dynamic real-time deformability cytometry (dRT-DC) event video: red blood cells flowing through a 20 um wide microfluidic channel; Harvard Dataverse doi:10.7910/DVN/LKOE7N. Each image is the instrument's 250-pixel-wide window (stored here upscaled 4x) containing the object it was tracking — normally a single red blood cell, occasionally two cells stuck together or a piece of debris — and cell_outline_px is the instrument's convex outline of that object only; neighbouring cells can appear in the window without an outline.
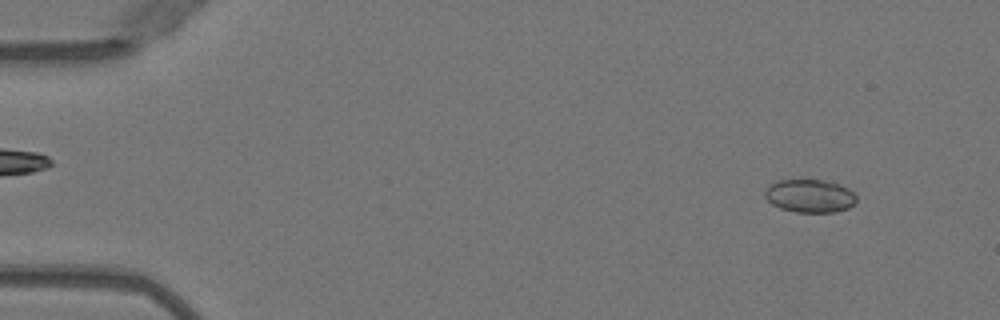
{"species": "Egyptian fruit bat (a non-hibernating species)", "species_latin": "Rousettus aegyptiacus", "temperature_condition": "warm", "stored_images_in_passage": 50, "camera_frame_rate_fps": 3000, "um_per_image_px": 0.085, "animal": {"sex": "female"}, "frame": {"image": 1, "passage_image": 4, "time_ms": 1.0, "image_size_px": [1000, 320], "cell_outline_px": [[856, 200], [848, 208], [836, 212], [796, 212], [780, 208], [772, 204], [764, 196], [764, 192], [776, 180], [824, 180], [840, 184], [848, 188], [856, 196]], "centroid_in_image_um": [68.83, 16.65], "position_along_channel_um": 16.2, "area_um2": 17.57}}
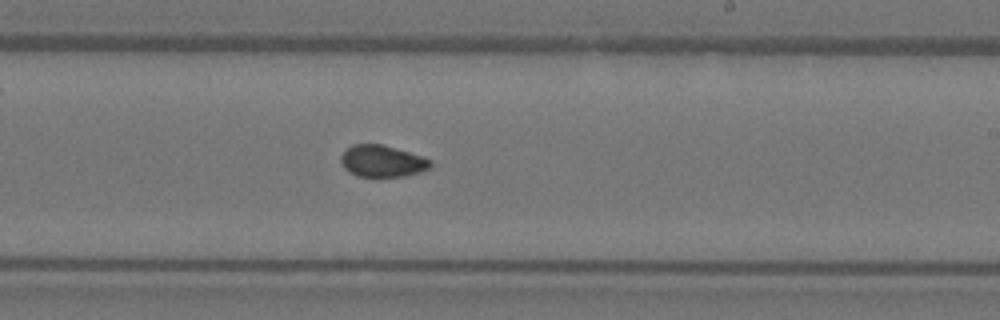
{"frame": {"image": 2, "passage_image": 30, "time_ms": 9.667, "image_size_px": [1000, 320], "cell_outline_px": [[432, 164], [428, 168], [420, 172], [404, 176], [356, 176], [348, 172], [344, 168], [340, 160], [340, 156], [352, 144], [384, 144], [424, 156], [432, 160]], "centroid_in_image_um": [32.5, 13.68], "position_along_channel_um": 256.5, "area_um2": 16.7}}
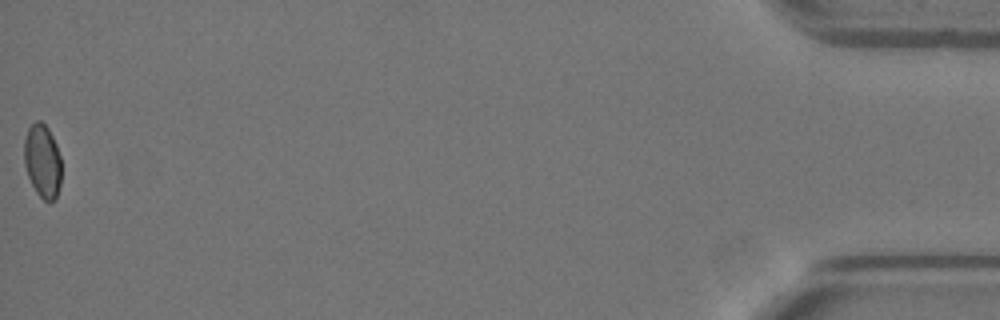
{"frame": {"image": 3, "passage_image": 50, "time_ms": 16.333, "image_size_px": [1000, 320], "cell_outline_px": [[60, 184], [56, 200], [44, 200], [36, 192], [28, 176], [24, 164], [24, 140], [28, 128], [36, 120], [40, 120], [48, 128], [56, 144], [60, 156]], "centroid_in_image_um": [3.6, 13.67], "position_along_channel_um": 431.6, "area_um2": 15.9}, "authors_computed_cell_mechanics": {"area_um2": 17.1955, "velocity_mm_per_s": 4.0579, "shape_relaxation_time_tau1_ms": 6.5111, "shape_relaxation_time_tau2_ms": 1.5206, "deformation_change_tau1": 0.1386, "deformation_change_tau2": 0.0439}}